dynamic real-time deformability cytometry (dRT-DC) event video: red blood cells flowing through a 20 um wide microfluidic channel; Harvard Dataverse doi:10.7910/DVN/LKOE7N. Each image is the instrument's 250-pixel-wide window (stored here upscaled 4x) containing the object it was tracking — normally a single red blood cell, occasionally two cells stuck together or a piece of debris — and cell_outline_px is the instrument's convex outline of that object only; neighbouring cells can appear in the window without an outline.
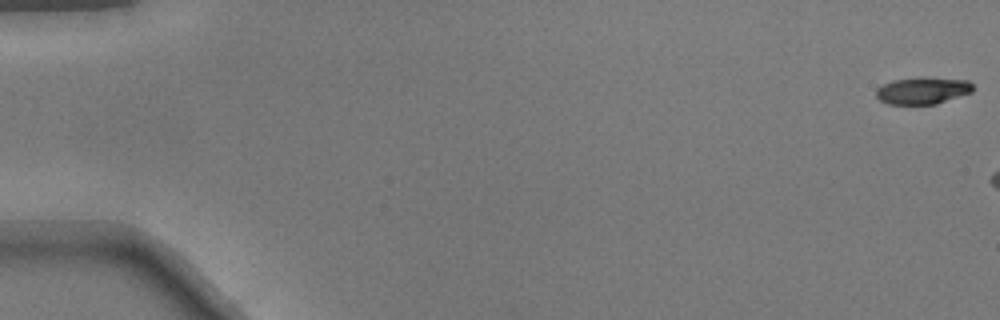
{"species": "common noctule bat (a hibernating species)", "species_latin": "Nyctalus noctula", "temperature_condition": "warm", "stored_images_in_passage": 6, "camera_frame_rate_fps": 3000, "um_per_image_px": 0.085, "animal": {"sex": "male", "body_mass_g": 17.9}, "frame": {"image": 1, "passage_image": 1, "time_ms": 0.0, "image_size_px": [1000, 320], "cell_outline_px": [[972, 92], [936, 104], [888, 104], [880, 100], [876, 96], [876, 88], [892, 80], [968, 80], [972, 84]], "centroid_in_image_um": [78.38, 7.76], "position_along_channel_um": 6.6, "area_um2": 14.28}}